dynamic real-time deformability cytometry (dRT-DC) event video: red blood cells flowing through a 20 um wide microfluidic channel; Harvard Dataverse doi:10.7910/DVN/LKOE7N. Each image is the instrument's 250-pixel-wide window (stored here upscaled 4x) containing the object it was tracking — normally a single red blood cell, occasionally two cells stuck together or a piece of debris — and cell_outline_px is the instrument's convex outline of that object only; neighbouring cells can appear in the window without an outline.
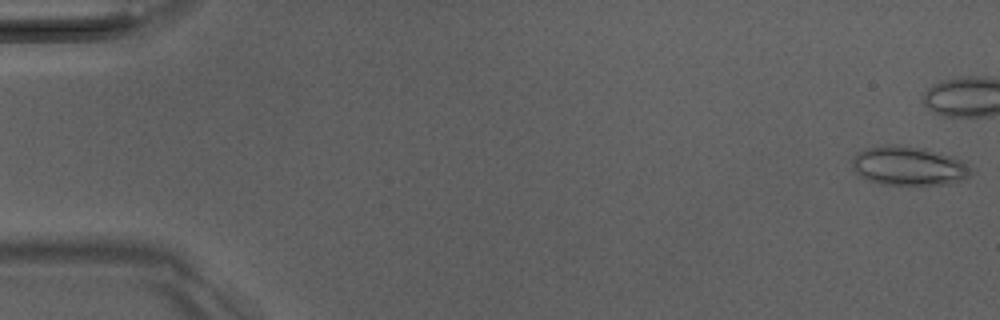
{"species": "Egyptian fruit bat (a non-hibernating species)", "species_latin": "Rousettus aegyptiacus", "temperature_condition": "room temperature", "stored_images_in_passage": 41, "camera_frame_rate_fps": 3000, "um_per_image_px": 0.085, "animal": {"sex": "male"}, "frame": {"image": 1, "passage_image": 1, "time_ms": 0.0, "image_size_px": [1000, 320], "cell_outline_px": [[972, 176], [948, 184], [880, 184], [868, 180], [860, 176], [856, 172], [852, 164], [852, 156], [856, 152], [868, 148], [884, 144], [900, 144], [924, 148], [952, 156], [964, 160], [972, 168]], "centroid_in_image_um": [77.25, 14.08], "position_along_channel_um": 7.7, "area_um2": 27.34}}